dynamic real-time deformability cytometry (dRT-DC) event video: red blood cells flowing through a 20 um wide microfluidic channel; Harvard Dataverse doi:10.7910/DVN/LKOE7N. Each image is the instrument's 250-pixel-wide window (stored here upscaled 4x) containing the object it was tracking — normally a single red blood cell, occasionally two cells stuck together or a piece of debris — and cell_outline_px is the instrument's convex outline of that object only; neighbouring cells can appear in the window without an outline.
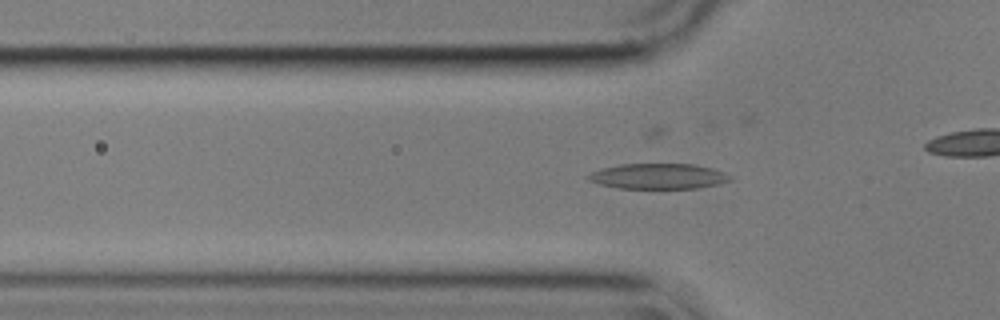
{"species": "common noctule bat (a hibernating species)", "species_latin": "Nyctalus noctula", "temperature_condition": "cold", "stored_images_in_passage": 43, "segment_of_instrument_passage": [1, 2], "camera_frame_rate_fps": 3000, "um_per_image_px": 0.085, "animal": {"sex": "male", "body_mass_g": 17.9}, "frame": {"image": 1, "passage_image": 16, "time_ms": 5.0, "image_size_px": [1000, 320], "cell_outline_px": [[732, 180], [716, 184], [696, 188], [620, 188], [600, 184], [588, 180], [588, 176], [592, 172], [604, 168], [620, 164], [692, 164], [712, 168], [732, 176]], "centroid_in_image_um": [55.97, 14.98], "position_along_channel_um": 69.8, "area_um2": 20.69}}
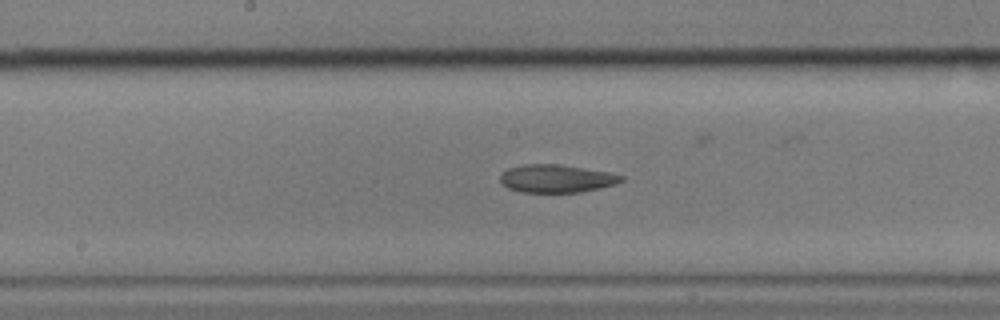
{"frame": {"image": 2, "passage_image": 27, "time_ms": 8.667, "image_size_px": [1000, 320], "cell_outline_px": [[624, 180], [616, 184], [600, 188], [580, 192], [520, 192], [508, 188], [500, 184], [500, 176], [508, 168], [524, 164], [560, 164], [608, 172], [624, 176]], "centroid_in_image_um": [47.29, 15.18], "position_along_channel_um": 200.9, "area_um2": 19.77}}
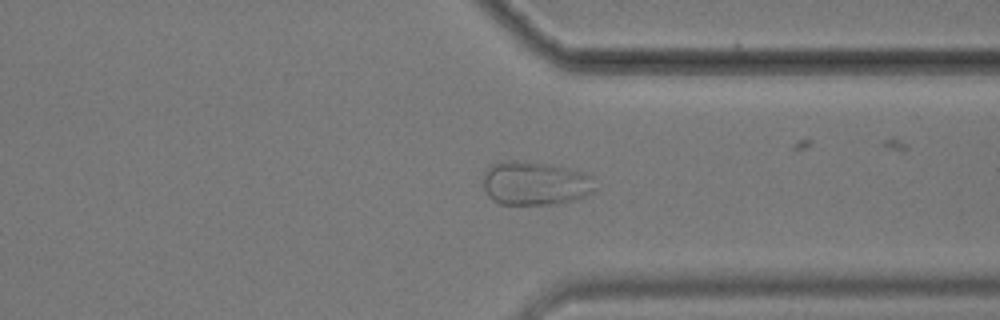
{"frame": {"image": 3, "passage_image": 41, "time_ms": 13.333, "image_size_px": [1000, 320], "cell_outline_px": [[596, 188], [592, 192], [576, 200], [556, 204], [500, 204], [492, 200], [488, 196], [484, 188], [484, 172], [488, 164], [504, 160], [520, 160], [568, 168], [580, 172], [588, 176]], "centroid_in_image_um": [45.41, 15.58], "position_along_channel_um": 366.0, "area_um2": 28.55}}